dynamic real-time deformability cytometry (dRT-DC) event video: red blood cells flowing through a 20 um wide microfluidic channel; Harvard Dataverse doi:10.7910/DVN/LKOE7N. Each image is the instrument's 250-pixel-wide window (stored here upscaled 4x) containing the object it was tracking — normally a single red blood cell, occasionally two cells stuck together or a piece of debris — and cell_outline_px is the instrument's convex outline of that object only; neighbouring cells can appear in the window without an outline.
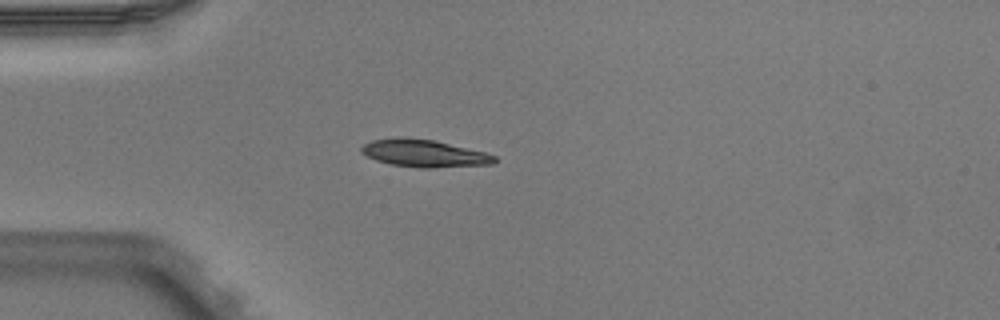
{"species": "Egyptian fruit bat (a non-hibernating species)", "species_latin": "Rousettus aegyptiacus", "temperature_condition": "warm", "stored_images_in_passage": 4, "camera_frame_rate_fps": 3000, "um_per_image_px": 0.085, "animal": {"sex": "male"}, "frame": {"image": 1, "passage_image": 3, "time_ms": 0.667, "image_size_px": [1000, 320], "cell_outline_px": [[496, 164], [432, 168], [420, 168], [392, 164], [376, 160], [360, 152], [360, 148], [364, 144], [372, 140], [432, 140], [484, 152], [496, 156]], "centroid_in_image_um": [36.13, 13.09], "position_along_channel_um": 48.9, "area_um2": 20.35}}